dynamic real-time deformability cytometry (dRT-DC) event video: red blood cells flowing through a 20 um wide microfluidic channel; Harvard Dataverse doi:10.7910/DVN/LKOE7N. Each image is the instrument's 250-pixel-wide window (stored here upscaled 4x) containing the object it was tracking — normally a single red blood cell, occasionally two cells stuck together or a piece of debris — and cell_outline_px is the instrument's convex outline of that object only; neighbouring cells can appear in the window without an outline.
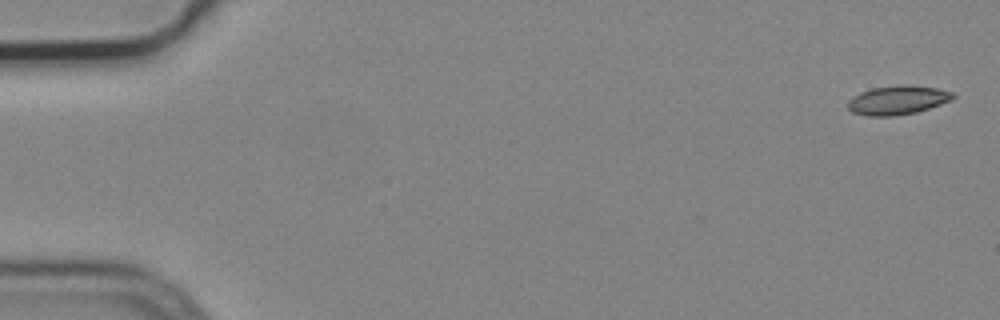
{"species": "common noctule bat (a hibernating species)", "species_latin": "Nyctalus noctula", "temperature_condition": "cold", "stored_images_in_passage": 4, "camera_frame_rate_fps": 3000, "um_per_image_px": 0.085, "animal": {"sex": "male", "body_mass_g": 19.2, "forearm_length_mm": 51.8}, "frame": {"image": 1, "passage_image": 1, "time_ms": 0.0, "image_size_px": [1000, 320], "cell_outline_px": [[956, 96], [952, 100], [916, 112], [892, 116], [868, 116], [852, 112], [848, 108], [848, 100], [852, 96], [860, 92], [872, 88], [896, 84], [912, 84], [936, 88], [952, 92]], "centroid_in_image_um": [76.28, 8.49], "position_along_channel_um": 8.7, "area_um2": 17.92}}
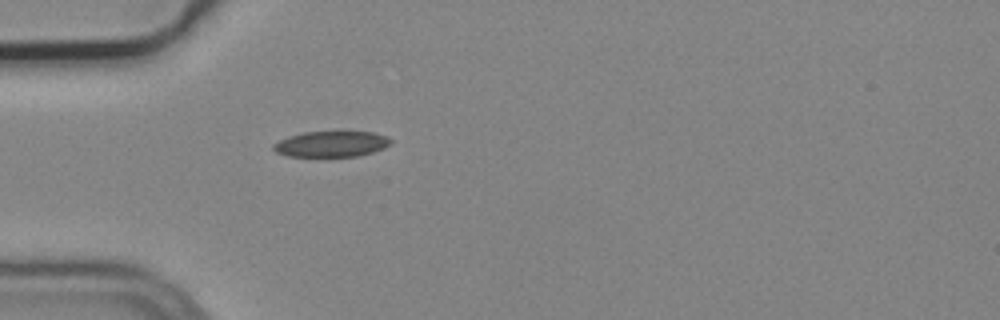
{"frame": {"image": 2, "passage_image": 4, "time_ms": 1.0, "image_size_px": [1000, 320], "cell_outline_px": [[392, 144], [384, 148], [372, 152], [356, 156], [288, 156], [276, 152], [272, 148], [272, 144], [288, 136], [304, 132], [372, 132], [388, 136], [392, 140]], "centroid_in_image_um": [28.18, 12.24], "position_along_channel_um": 56.8, "area_um2": 17.57}}